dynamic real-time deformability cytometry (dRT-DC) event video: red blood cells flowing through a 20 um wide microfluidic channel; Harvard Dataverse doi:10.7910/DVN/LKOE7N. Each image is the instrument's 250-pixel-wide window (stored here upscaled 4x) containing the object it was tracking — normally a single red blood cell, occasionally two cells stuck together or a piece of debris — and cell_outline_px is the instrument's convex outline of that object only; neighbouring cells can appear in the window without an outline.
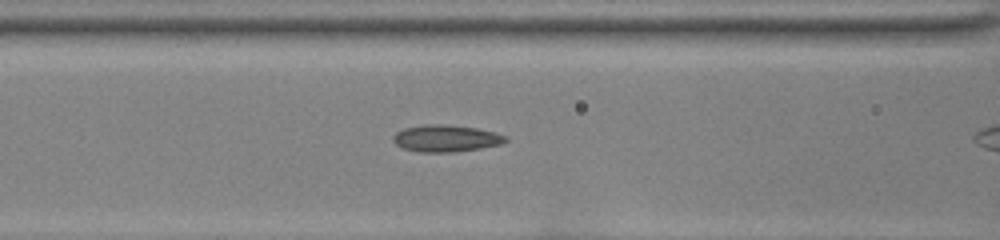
{"species": "common noctule bat (a hibernating species)", "species_latin": "Nyctalus noctula", "temperature_condition": "room temperature", "stored_images_in_passage": 10, "camera_frame_rate_fps": 3000, "um_per_image_px": 0.085, "animal": {"sex": "female", "body_mass_g": 22.0, "forearm_length_mm": 56.7}, "frame": {"image": 1, "passage_image": 9, "time_ms": 2.667, "image_size_px": [1000, 240], "cell_outline_px": [[508, 140], [500, 144], [480, 148], [456, 152], [420, 152], [400, 148], [392, 140], [392, 136], [396, 132], [404, 128], [424, 124], [444, 124], [476, 128], [496, 132], [508, 136]], "centroid_in_image_um": [37.88, 11.76], "position_along_channel_um": 128.7, "area_um2": 17.8}}